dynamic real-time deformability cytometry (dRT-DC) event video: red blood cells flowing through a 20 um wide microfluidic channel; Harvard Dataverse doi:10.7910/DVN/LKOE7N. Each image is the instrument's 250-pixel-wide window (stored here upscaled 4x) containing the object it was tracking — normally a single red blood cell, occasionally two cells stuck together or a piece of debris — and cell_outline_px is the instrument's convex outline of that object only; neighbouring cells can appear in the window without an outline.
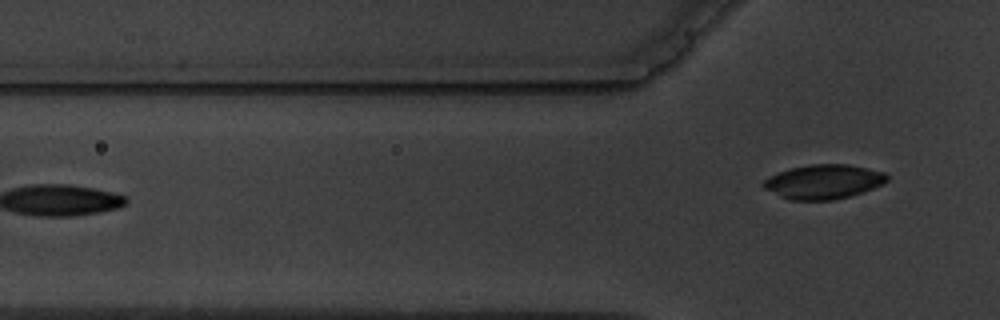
{"species": "common noctule bat (a hibernating species)", "species_latin": "Nyctalus noctula", "temperature_condition": "warm", "stored_images_in_passage": 6, "camera_frame_rate_fps": 3000, "um_per_image_px": 0.085, "animal": {"sex": "male", "body_mass_g": 19.5, "forearm_length_mm": 54.6}, "frame": {"image": 1, "passage_image": 6, "time_ms": 6.667, "image_size_px": [1000, 320], "cell_outline_px": [[888, 180], [884, 184], [852, 196], [832, 200], [792, 200], [780, 196], [764, 188], [760, 184], [764, 180], [780, 172], [792, 168], [812, 164], [848, 164], [868, 168], [884, 172], [888, 176]], "centroid_in_image_um": [70.05, 15.45], "position_along_channel_um": 55.8, "area_um2": 24.68}}